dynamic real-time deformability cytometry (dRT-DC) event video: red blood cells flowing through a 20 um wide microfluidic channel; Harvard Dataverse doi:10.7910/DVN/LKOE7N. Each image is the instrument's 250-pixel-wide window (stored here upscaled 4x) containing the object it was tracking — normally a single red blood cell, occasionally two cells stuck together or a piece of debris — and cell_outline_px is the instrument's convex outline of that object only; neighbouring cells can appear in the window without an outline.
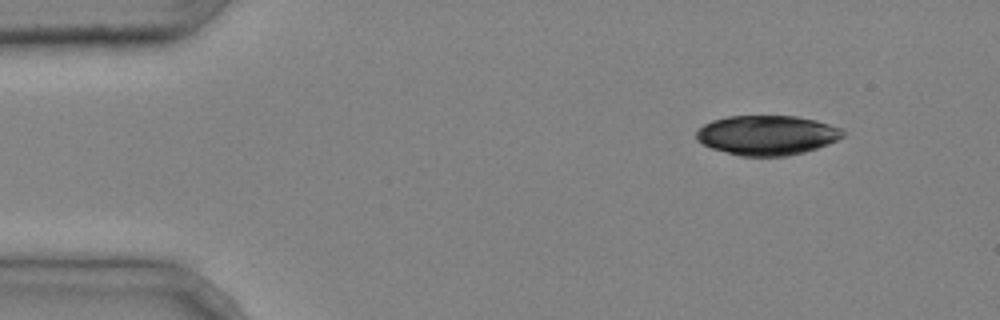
{"species": "common noctule bat (a hibernating species)", "species_latin": "Nyctalus noctula", "temperature_condition": "cold", "stored_images_in_passage": 2, "camera_frame_rate_fps": 3000, "um_per_image_px": 0.085, "animal": {"sex": "male", "body_mass_g": 20.4}, "frame": {"image": 1, "passage_image": 1, "time_ms": 0.0, "image_size_px": [1000, 320], "cell_outline_px": [[844, 136], [828, 144], [804, 152], [784, 156], [740, 156], [712, 148], [696, 140], [696, 132], [704, 124], [712, 120], [728, 116], [796, 116], [816, 120], [840, 128], [844, 132]], "centroid_in_image_um": [65.18, 11.48], "position_along_channel_um": 19.8, "area_um2": 33.7}}